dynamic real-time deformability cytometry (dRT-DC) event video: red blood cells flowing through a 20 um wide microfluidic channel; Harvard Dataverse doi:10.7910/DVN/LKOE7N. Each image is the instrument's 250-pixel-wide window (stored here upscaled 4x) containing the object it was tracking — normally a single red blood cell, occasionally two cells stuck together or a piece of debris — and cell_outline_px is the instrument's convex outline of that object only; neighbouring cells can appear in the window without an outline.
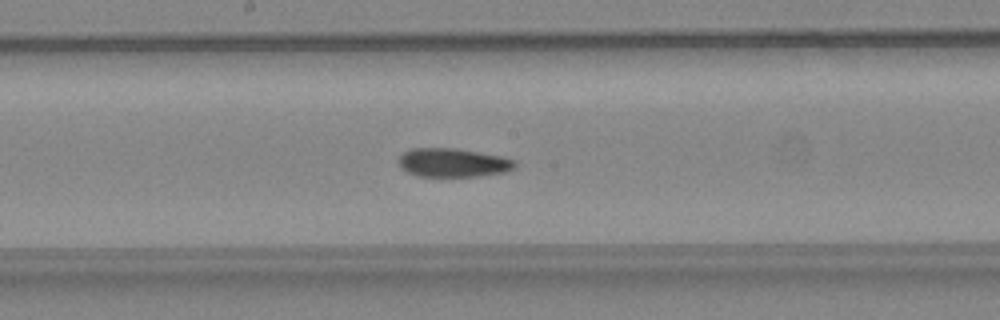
{"species": "common noctule bat (a hibernating species)", "species_latin": "Nyctalus noctula", "temperature_condition": "warm", "stored_images_in_passage": 34, "camera_frame_rate_fps": 3000, "um_per_image_px": 0.085, "animal": {"sex": "female", "body_mass_g": 24.6, "forearm_length_mm": 56.2}, "frame": {"image": 1, "passage_image": 12, "time_ms": 3.667, "image_size_px": [1000, 320], "cell_outline_px": [[516, 168], [504, 172], [476, 176], [416, 176], [400, 168], [400, 156], [404, 152], [412, 148], [456, 148], [504, 156], [516, 160]], "centroid_in_image_um": [38.54, 13.82], "position_along_channel_um": 209.7, "area_um2": 19.54}}
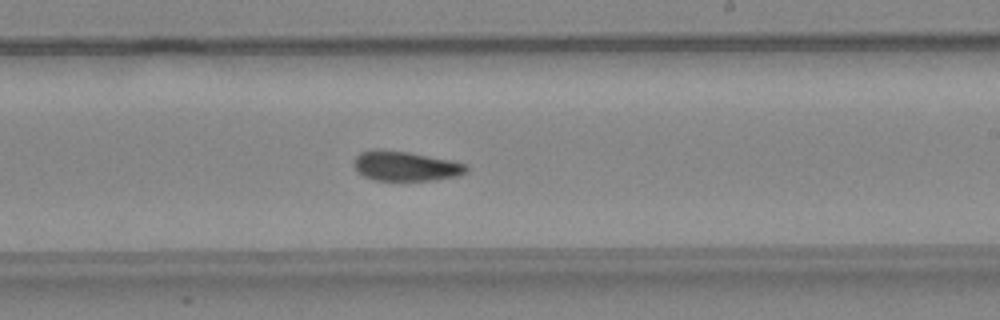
{"frame": {"image": 2, "passage_image": 15, "time_ms": 4.667, "image_size_px": [1000, 320], "cell_outline_px": [[468, 172], [456, 176], [436, 180], [372, 180], [356, 172], [352, 164], [352, 160], [360, 152], [380, 148], [408, 152], [452, 160], [468, 164]], "centroid_in_image_um": [34.44, 14.11], "position_along_channel_um": 254.6, "area_um2": 19.88}}
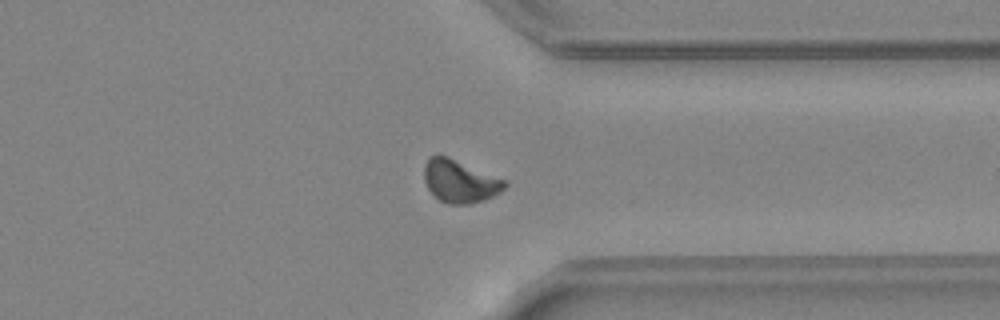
{"frame": {"image": 3, "passage_image": 23, "time_ms": 7.333, "image_size_px": [1000, 320], "cell_outline_px": [[508, 184], [500, 192], [484, 200], [468, 204], [448, 204], [440, 200], [428, 188], [424, 180], [424, 164], [428, 156], [448, 156], [508, 180]], "centroid_in_image_um": [39.11, 15.39], "position_along_channel_um": 372.3, "area_um2": 20.17}, "authors_computed_cell_mechanics": {"area_um2": 19.8543, "velocity_mm_per_s": 4.5066, "shape_relaxation_time_tau1_ms": null, "shape_relaxation_time_tau2_ms": 3.6035, "deformation_change_tau1": null, "deformation_change_tau2": 0.0944}}